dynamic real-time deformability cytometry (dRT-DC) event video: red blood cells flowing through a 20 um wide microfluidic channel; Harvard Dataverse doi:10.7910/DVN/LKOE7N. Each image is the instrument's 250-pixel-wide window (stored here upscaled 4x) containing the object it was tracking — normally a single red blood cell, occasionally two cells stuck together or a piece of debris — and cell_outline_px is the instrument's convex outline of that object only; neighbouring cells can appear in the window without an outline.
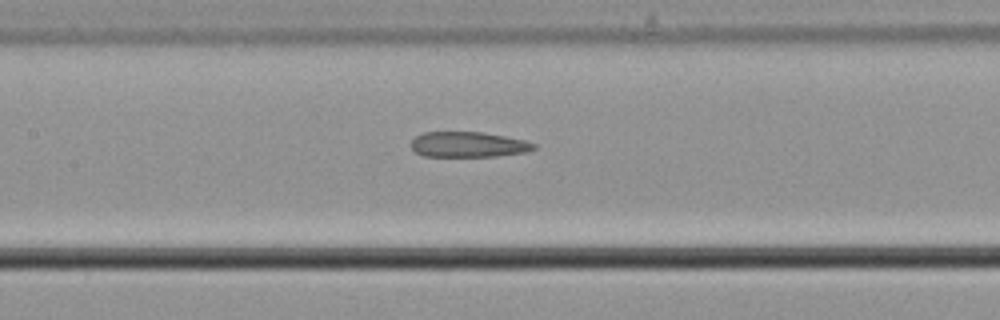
{"species": "common noctule bat (a hibernating species)", "species_latin": "Nyctalus noctula", "temperature_condition": "cold", "stored_images_in_passage": 6, "camera_frame_rate_fps": 3000, "um_per_image_px": 0.085, "animal": {"sex": "male", "body_mass_g": 21.5, "forearm_length_mm": 52.0}, "frame": {"image": 1, "passage_image": 6, "time_ms": 1.667, "image_size_px": [1000, 320], "cell_outline_px": [[536, 148], [524, 152], [496, 156], [424, 156], [416, 152], [412, 148], [412, 140], [416, 136], [424, 132], [484, 132], [524, 140], [536, 144]], "centroid_in_image_um": [39.8, 12.28], "position_along_channel_um": 167.6, "area_um2": 17.98}}